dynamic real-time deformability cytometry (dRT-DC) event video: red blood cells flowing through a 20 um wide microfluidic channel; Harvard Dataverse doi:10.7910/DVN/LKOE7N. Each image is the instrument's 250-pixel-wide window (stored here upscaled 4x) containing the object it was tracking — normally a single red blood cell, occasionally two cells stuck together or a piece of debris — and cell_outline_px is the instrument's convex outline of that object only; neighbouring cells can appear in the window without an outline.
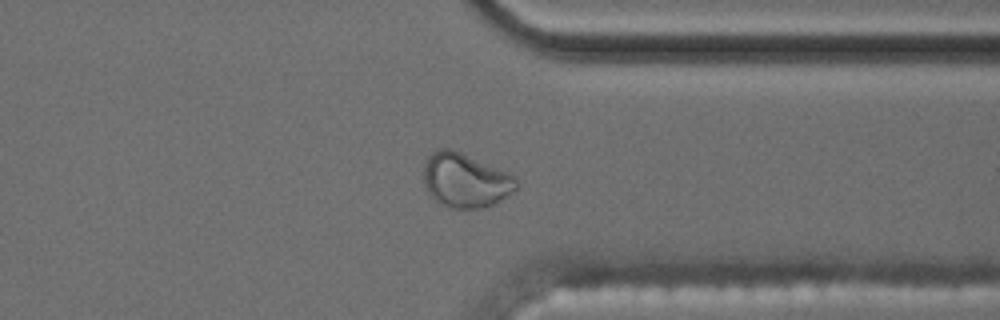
{"species": "common noctule bat (a hibernating species)", "species_latin": "Nyctalus noctula", "temperature_condition": "cold", "stored_images_in_passage": 53, "camera_frame_rate_fps": 3000, "um_per_image_px": 0.085, "animal": {"sex": "male", "body_mass_g": 17.5, "forearm_length_mm": 52.3}, "frame": {"image": 1, "passage_image": 46, "time_ms": 15.0, "image_size_px": [1000, 320], "cell_outline_px": [[520, 184], [516, 188], [492, 204], [480, 208], [448, 208], [436, 200], [428, 192], [424, 184], [424, 164], [428, 156], [432, 152], [440, 148], [452, 148], [516, 176]], "centroid_in_image_um": [39.54, 15.31], "position_along_channel_um": 371.9, "area_um2": 29.07}}